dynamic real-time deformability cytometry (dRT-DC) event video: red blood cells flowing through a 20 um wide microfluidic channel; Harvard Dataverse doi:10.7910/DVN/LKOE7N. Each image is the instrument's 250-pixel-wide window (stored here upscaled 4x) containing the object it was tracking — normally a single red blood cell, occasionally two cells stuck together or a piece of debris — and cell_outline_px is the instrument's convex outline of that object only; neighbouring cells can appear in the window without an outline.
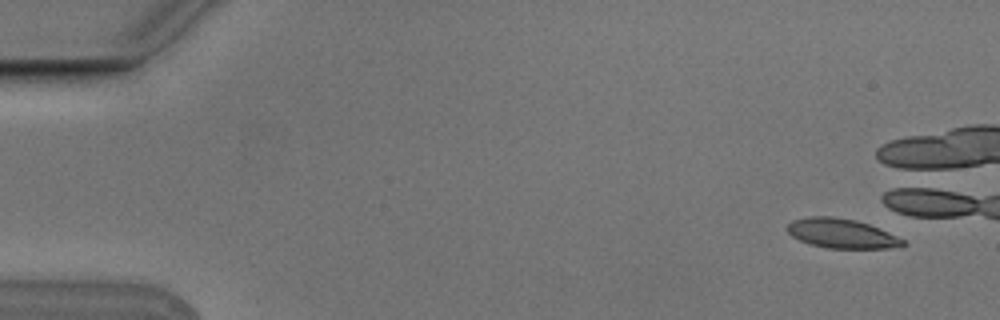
{"species": "Egyptian fruit bat (a non-hibernating species)", "species_latin": "Rousettus aegyptiacus", "temperature_condition": "cold", "stored_images_in_passage": 4, "camera_frame_rate_fps": 3000, "um_per_image_px": 0.085, "animal": {"sex": "male"}, "frame": {"image": 1, "passage_image": 1, "time_ms": 0.0, "image_size_px": [1000, 320], "cell_outline_px": [[908, 244], [888, 248], [828, 248], [812, 244], [800, 240], [792, 236], [788, 232], [788, 224], [792, 220], [808, 216], [832, 216], [856, 220], [868, 224], [904, 240]], "centroid_in_image_um": [71.5, 19.83], "position_along_channel_um": 13.5, "area_um2": 19.54}}